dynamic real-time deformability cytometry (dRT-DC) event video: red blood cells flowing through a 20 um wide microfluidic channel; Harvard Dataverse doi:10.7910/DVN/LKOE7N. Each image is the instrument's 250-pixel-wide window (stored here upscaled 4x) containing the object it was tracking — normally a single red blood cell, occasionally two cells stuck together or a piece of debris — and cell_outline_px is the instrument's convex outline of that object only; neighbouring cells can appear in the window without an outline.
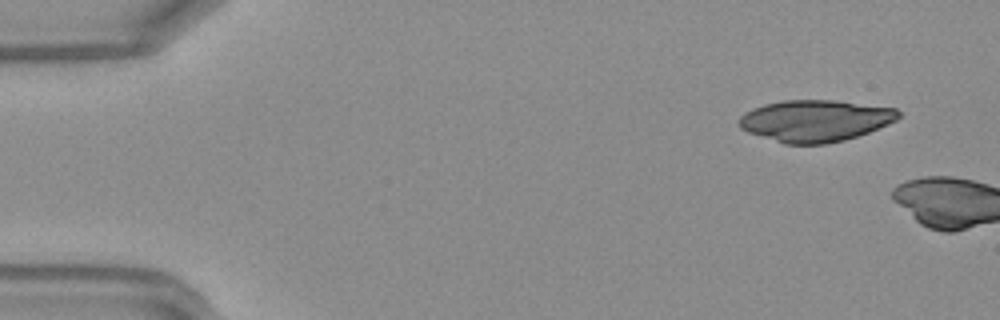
{"species": "Egyptian fruit bat (a non-hibernating species)", "species_latin": "Rousettus aegyptiacus", "temperature_condition": "warm", "stored_images_in_passage": 3, "camera_frame_rate_fps": 3000, "um_per_image_px": 0.085, "frame": {"image": 1, "passage_image": 1, "time_ms": 0.0, "image_size_px": [1000, 320], "cell_outline_px": [[896, 116], [864, 132], [852, 136], [836, 140], [812, 144], [800, 144], [784, 140], [756, 132], [748, 128], [760, 108], [772, 104], [848, 104], [892, 108], [896, 112]], "centroid_in_image_um": [69.52, 10.32], "position_along_channel_um": 15.5, "area_um2": 31.39}}